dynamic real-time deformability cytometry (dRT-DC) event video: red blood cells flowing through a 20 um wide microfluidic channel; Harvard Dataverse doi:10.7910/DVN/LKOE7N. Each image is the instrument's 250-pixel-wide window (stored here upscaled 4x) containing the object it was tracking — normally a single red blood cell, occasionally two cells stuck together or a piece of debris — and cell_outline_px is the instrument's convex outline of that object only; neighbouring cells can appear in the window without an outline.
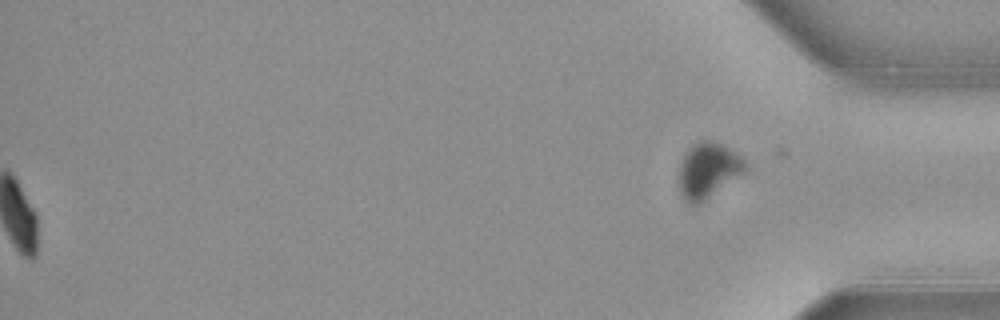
{"species": "common noctule bat (a hibernating species)", "species_latin": "Nyctalus noctula", "temperature_condition": "warm", "stored_images_in_passage": 54, "segment_of_instrument_passage": [2, 2], "camera_frame_rate_fps": 3000, "um_per_image_px": 0.085, "animal": {"sex": "female", "body_mass_g": 21.9}, "frame": {"image": 1, "passage_image": 54, "time_ms": 17.667, "image_size_px": [1000, 320], "cell_outline_px": [[748, 168], [744, 172], [700, 204], [688, 204], [684, 200], [680, 192], [680, 164], [684, 152], [692, 144], [700, 140], [708, 140], [720, 144], [740, 156], [744, 160]], "centroid_in_image_um": [60.16, 14.48], "position_along_channel_um": 375.0, "area_um2": 21.15}}